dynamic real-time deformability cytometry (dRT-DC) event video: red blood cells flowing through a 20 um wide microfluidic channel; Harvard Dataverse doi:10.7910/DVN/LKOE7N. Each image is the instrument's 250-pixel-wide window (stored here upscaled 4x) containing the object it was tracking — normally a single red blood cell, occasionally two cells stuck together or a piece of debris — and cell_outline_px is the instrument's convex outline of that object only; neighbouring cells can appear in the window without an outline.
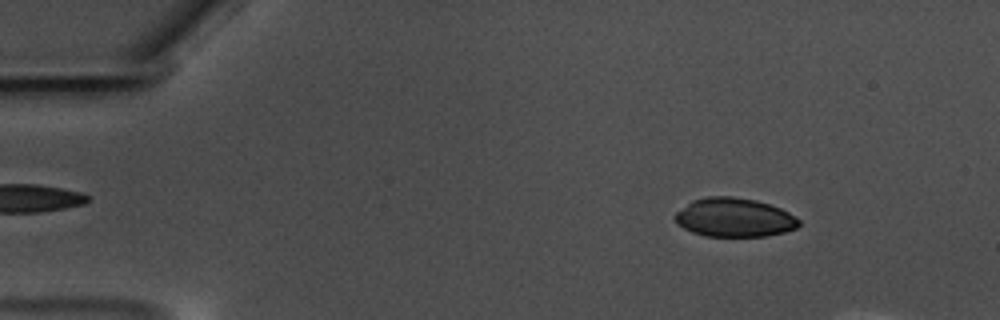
{"species": "common noctule bat (a hibernating species)", "species_latin": "Nyctalus noctula", "temperature_condition": "warm", "stored_images_in_passage": 19, "camera_frame_rate_fps": 3000, "um_per_image_px": 0.085, "animal": {"sex": "male", "body_mass_g": 17.5, "forearm_length_mm": 52.3}, "frame": {"image": 1, "passage_image": 9, "time_ms": 2.667, "image_size_px": [1000, 320], "cell_outline_px": [[800, 224], [796, 228], [784, 232], [768, 236], [704, 236], [692, 232], [684, 228], [672, 216], [676, 212], [692, 200], [708, 196], [732, 196], [756, 200], [780, 208], [788, 212], [800, 220]], "centroid_in_image_um": [62.41, 18.48], "position_along_channel_um": 22.6, "area_um2": 28.03}}